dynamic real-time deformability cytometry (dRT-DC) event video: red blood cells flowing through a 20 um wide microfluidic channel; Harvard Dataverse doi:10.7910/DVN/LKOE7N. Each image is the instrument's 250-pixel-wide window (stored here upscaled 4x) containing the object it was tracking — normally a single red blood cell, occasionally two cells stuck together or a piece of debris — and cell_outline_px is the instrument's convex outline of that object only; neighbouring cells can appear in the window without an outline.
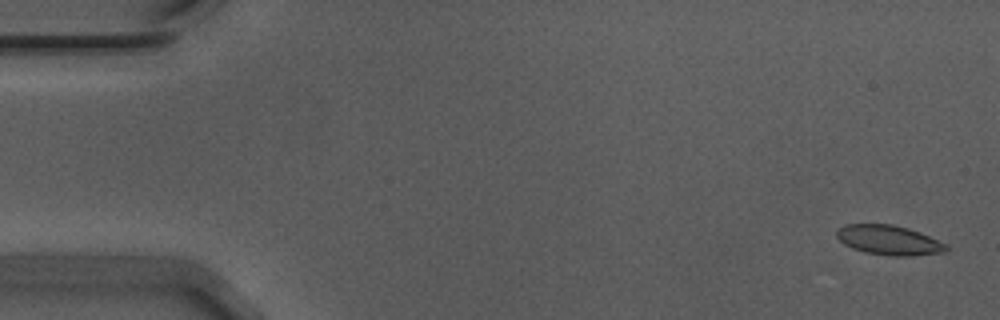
{"species": "Egyptian fruit bat (a non-hibernating species)", "species_latin": "Rousettus aegyptiacus", "temperature_condition": "warm", "stored_images_in_passage": 12, "camera_frame_rate_fps": 3000, "um_per_image_px": 0.085, "animal": {"sex": "male"}, "frame": {"image": 1, "passage_image": 1, "time_ms": 0.0, "image_size_px": [1000, 320], "cell_outline_px": [[948, 248], [944, 252], [912, 256], [892, 256], [864, 252], [852, 248], [844, 244], [836, 236], [836, 228], [844, 224], [892, 224], [908, 228], [920, 232], [948, 244]], "centroid_in_image_um": [75.55, 20.4], "position_along_channel_um": 9.5, "area_um2": 19.13}}